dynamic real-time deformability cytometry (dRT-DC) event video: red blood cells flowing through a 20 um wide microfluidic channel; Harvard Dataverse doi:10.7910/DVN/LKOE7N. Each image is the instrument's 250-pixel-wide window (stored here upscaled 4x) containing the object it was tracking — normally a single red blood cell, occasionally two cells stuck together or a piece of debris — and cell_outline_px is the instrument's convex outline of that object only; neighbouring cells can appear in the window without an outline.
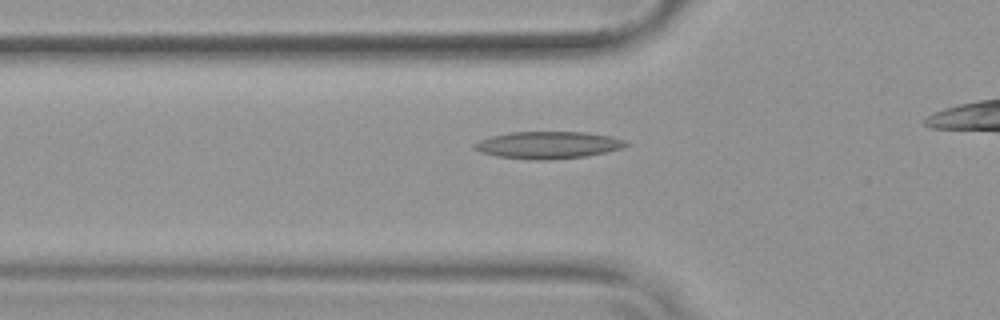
{"species": "common noctule bat (a hibernating species)", "species_latin": "Nyctalus noctula", "temperature_condition": "warm", "stored_images_in_passage": 35, "camera_frame_rate_fps": 3000, "um_per_image_px": 0.085, "animal": {"sex": "female", "body_mass_g": 19.9}, "frame": {"image": 1, "passage_image": 9, "time_ms": 2.667, "image_size_px": [1000, 320], "cell_outline_px": [[628, 144], [624, 148], [584, 156], [548, 160], [528, 160], [496, 156], [480, 152], [472, 148], [472, 144], [480, 140], [492, 136], [508, 132], [588, 132], [612, 136], [624, 140]], "centroid_in_image_um": [46.55, 12.33], "position_along_channel_um": 79.2, "area_um2": 24.1}}
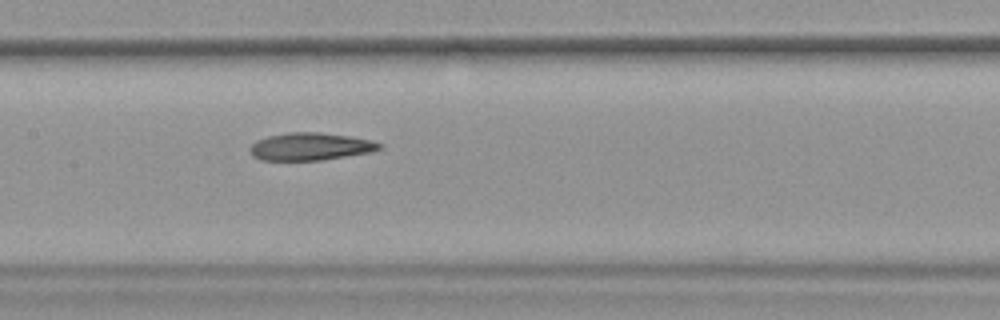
{"frame": {"image": 2, "passage_image": 17, "time_ms": 5.333, "image_size_px": [1000, 320], "cell_outline_px": [[384, 148], [372, 152], [320, 160], [260, 160], [252, 156], [248, 148], [256, 140], [268, 136], [288, 132], [320, 132], [348, 136], [372, 140], [384, 144]], "centroid_in_image_um": [26.39, 12.45], "position_along_channel_um": 181.0, "area_um2": 20.98}}
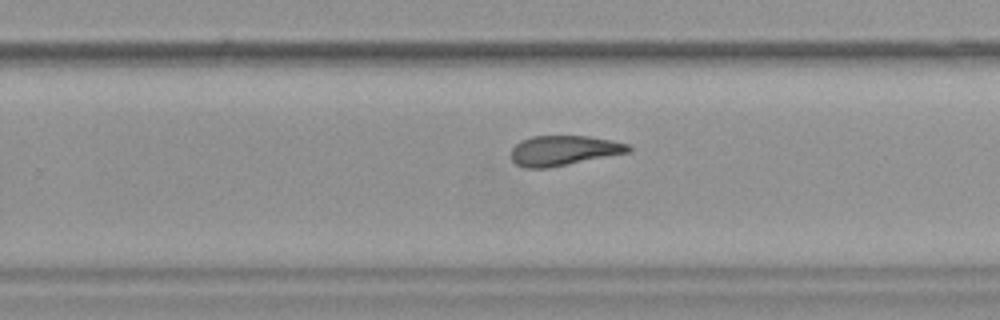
{"frame": {"image": 3, "passage_image": 25, "time_ms": 8.0, "image_size_px": [1000, 320], "cell_outline_px": [[632, 152], [548, 168], [524, 168], [516, 164], [512, 160], [512, 148], [520, 140], [532, 136], [588, 136], [612, 140], [628, 144], [632, 148]], "centroid_in_image_um": [47.93, 12.79], "position_along_channel_um": 281.9, "area_um2": 20.63}}